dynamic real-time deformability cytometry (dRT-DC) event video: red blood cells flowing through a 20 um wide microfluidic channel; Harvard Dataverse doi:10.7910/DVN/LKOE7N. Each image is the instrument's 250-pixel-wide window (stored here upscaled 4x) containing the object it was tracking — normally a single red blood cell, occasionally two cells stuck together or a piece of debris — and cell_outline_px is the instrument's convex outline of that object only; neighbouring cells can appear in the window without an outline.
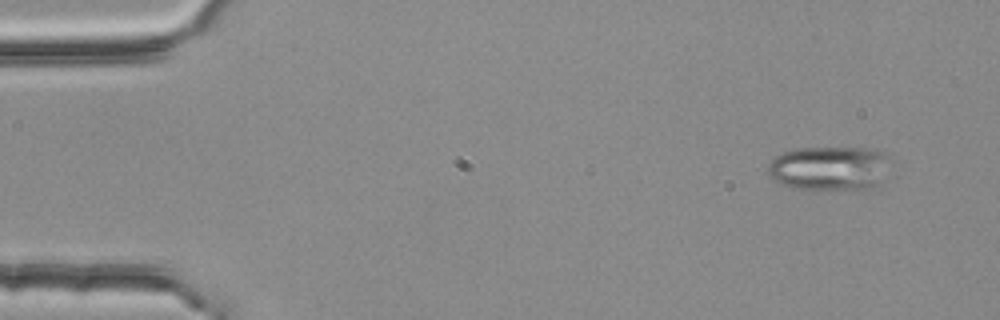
{"species": "common noctule bat (a hibernating species)", "species_latin": "Nyctalus noctula", "temperature_condition": "room temperature", "stored_images_in_passage": 4, "camera_frame_rate_fps": 3000, "um_per_image_px": 0.085, "animal": {"sex": "female", "body_mass_g": 25.1}, "frame": {"image": 1, "passage_image": 1, "time_ms": 0.0, "image_size_px": [1000, 320], "cell_outline_px": [[896, 160], [876, 184], [868, 188], [792, 188], [780, 184], [772, 180], [768, 176], [768, 164], [776, 156], [784, 152], [796, 148], [872, 148], [888, 152]], "centroid_in_image_um": [70.56, 14.25], "position_along_channel_um": 14.4, "area_um2": 31.85}}